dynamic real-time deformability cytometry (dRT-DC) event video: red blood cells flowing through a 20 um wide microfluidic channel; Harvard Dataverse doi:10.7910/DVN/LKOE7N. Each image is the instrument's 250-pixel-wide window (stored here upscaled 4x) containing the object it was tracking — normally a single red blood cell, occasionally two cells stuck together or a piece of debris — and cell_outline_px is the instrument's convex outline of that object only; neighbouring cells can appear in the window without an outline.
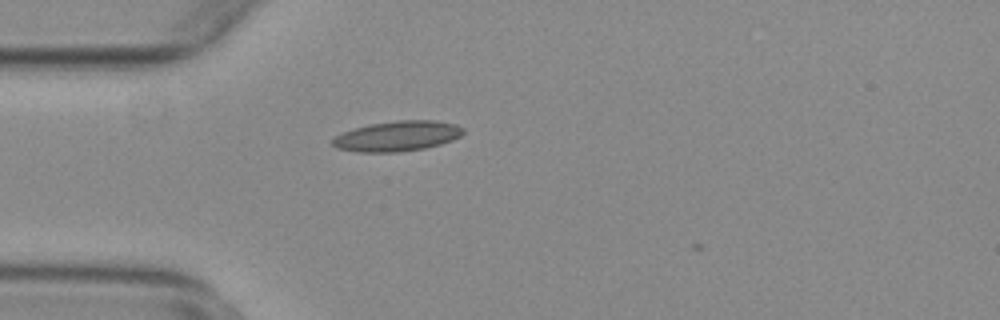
{"species": "common noctule bat (a hibernating species)", "species_latin": "Nyctalus noctula", "temperature_condition": "warm", "stored_images_in_passage": 11, "camera_frame_rate_fps": 3000, "um_per_image_px": 0.085, "animal": {"sex": "female", "body_mass_g": 29.2, "forearm_length_mm": 56.3}, "frame": {"image": 1, "passage_image": 9, "time_ms": 2.667, "image_size_px": [1000, 320], "cell_outline_px": [[464, 132], [460, 136], [452, 140], [440, 144], [424, 148], [396, 152], [360, 152], [336, 148], [332, 144], [332, 140], [336, 136], [344, 132], [356, 128], [372, 124], [396, 120], [436, 120], [456, 124], [464, 128]], "centroid_in_image_um": [33.8, 11.56], "position_along_channel_um": 51.2, "area_um2": 22.83}}